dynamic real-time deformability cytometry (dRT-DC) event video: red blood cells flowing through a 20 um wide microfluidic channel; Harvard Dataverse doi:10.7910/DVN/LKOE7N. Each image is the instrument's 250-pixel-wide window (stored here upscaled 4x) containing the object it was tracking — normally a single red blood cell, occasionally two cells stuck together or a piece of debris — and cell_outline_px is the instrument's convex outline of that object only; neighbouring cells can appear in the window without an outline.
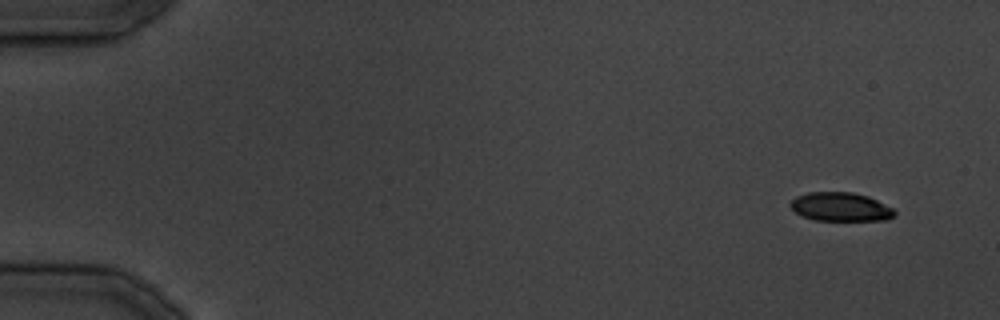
{"species": "common noctule bat (a hibernating species)", "species_latin": "Nyctalus noctula", "temperature_condition": "cold", "stored_images_in_passage": 14, "camera_frame_rate_fps": 3000, "um_per_image_px": 0.085, "animal": {"sex": "male", "body_mass_g": 19.5, "forearm_length_mm": 54.6}, "frame": {"image": 1, "passage_image": 1, "time_ms": 0.0, "image_size_px": [1000, 320], "cell_outline_px": [[896, 216], [888, 220], [816, 220], [804, 216], [796, 212], [788, 204], [796, 196], [808, 192], [852, 192], [868, 196], [892, 208], [896, 212]], "centroid_in_image_um": [71.46, 17.58], "position_along_channel_um": 13.5, "area_um2": 17.4}}
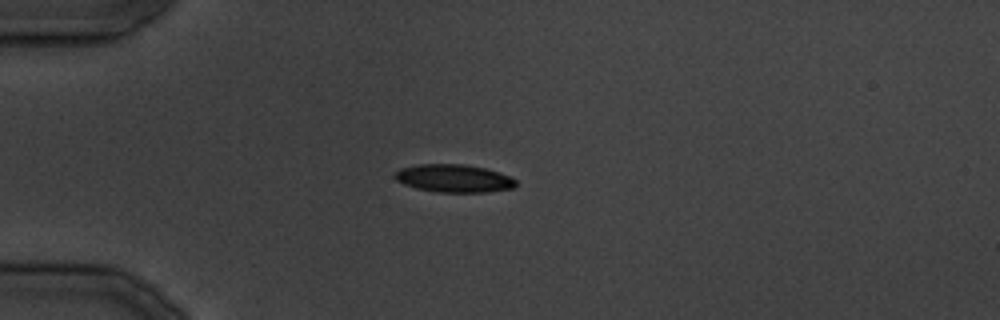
{"frame": {"image": 2, "passage_image": 8, "time_ms": 9.0, "image_size_px": [1000, 320], "cell_outline_px": [[516, 184], [512, 188], [484, 192], [440, 192], [416, 188], [404, 184], [396, 180], [392, 176], [400, 168], [416, 164], [464, 164], [484, 168], [508, 176], [516, 180]], "centroid_in_image_um": [38.51, 15.15], "position_along_channel_um": 46.5, "area_um2": 19.48}}
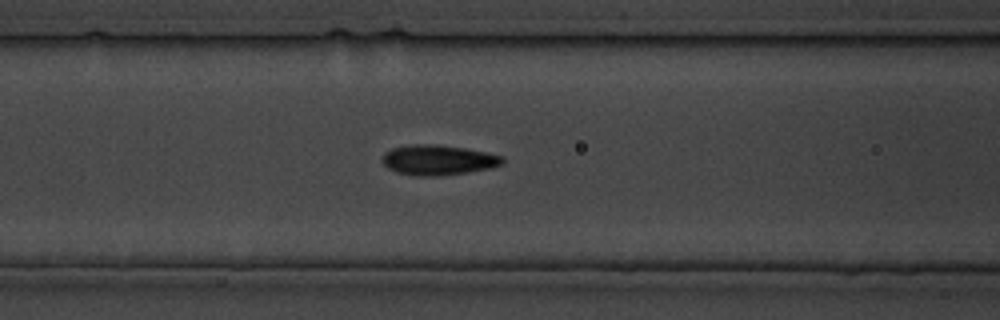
{"frame": {"image": 3, "passage_image": 14, "time_ms": 15.667, "image_size_px": [1000, 320], "cell_outline_px": [[504, 164], [492, 168], [468, 172], [436, 176], [412, 176], [396, 172], [388, 168], [380, 160], [384, 152], [392, 148], [412, 144], [432, 144], [464, 148], [504, 156]], "centroid_in_image_um": [37.22, 13.61], "position_along_channel_um": 129.4, "area_um2": 21.27}}